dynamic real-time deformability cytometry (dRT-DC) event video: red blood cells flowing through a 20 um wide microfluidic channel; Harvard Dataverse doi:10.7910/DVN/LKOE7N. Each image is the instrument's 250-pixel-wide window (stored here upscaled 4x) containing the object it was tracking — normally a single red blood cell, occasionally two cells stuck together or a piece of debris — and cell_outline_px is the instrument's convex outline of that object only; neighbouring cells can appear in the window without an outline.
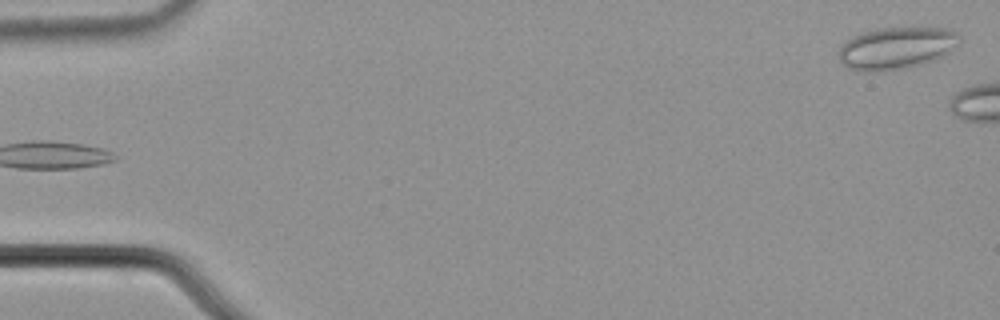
{"species": "common noctule bat (a hibernating species)", "species_latin": "Nyctalus noctula", "temperature_condition": "cold", "stored_images_in_passage": 3, "camera_frame_rate_fps": 3000, "um_per_image_px": 0.085, "animal": {"sex": "male", "body_mass_g": 21.5, "forearm_length_mm": 52.0}, "frame": {"image": 1, "passage_image": 3, "time_ms": 0.667, "image_size_px": [1000, 320], "cell_outline_px": [[960, 40], [944, 56], [936, 60], [908, 68], [880, 72], [864, 72], [848, 68], [840, 60], [836, 52], [852, 36], [860, 32], [876, 28], [952, 28], [960, 36]], "centroid_in_image_um": [76.17, 4.1], "position_along_channel_um": 8.8, "area_um2": 30.0}}